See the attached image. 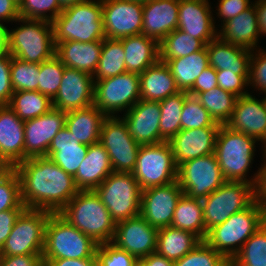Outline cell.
<instances>
[{
	"instance_id": "obj_28",
	"label": "cell",
	"mask_w": 266,
	"mask_h": 266,
	"mask_svg": "<svg viewBox=\"0 0 266 266\" xmlns=\"http://www.w3.org/2000/svg\"><path fill=\"white\" fill-rule=\"evenodd\" d=\"M209 66L215 70L249 74L252 50L221 40L218 36L206 45Z\"/></svg>"
},
{
	"instance_id": "obj_50",
	"label": "cell",
	"mask_w": 266,
	"mask_h": 266,
	"mask_svg": "<svg viewBox=\"0 0 266 266\" xmlns=\"http://www.w3.org/2000/svg\"><path fill=\"white\" fill-rule=\"evenodd\" d=\"M218 87L237 97L248 95L249 74H236V71L216 70Z\"/></svg>"
},
{
	"instance_id": "obj_37",
	"label": "cell",
	"mask_w": 266,
	"mask_h": 266,
	"mask_svg": "<svg viewBox=\"0 0 266 266\" xmlns=\"http://www.w3.org/2000/svg\"><path fill=\"white\" fill-rule=\"evenodd\" d=\"M8 106L22 121L46 114L53 107L52 100L39 91L14 92Z\"/></svg>"
},
{
	"instance_id": "obj_51",
	"label": "cell",
	"mask_w": 266,
	"mask_h": 266,
	"mask_svg": "<svg viewBox=\"0 0 266 266\" xmlns=\"http://www.w3.org/2000/svg\"><path fill=\"white\" fill-rule=\"evenodd\" d=\"M249 84L266 95V50L264 49L258 48L255 52L252 50L249 69Z\"/></svg>"
},
{
	"instance_id": "obj_59",
	"label": "cell",
	"mask_w": 266,
	"mask_h": 266,
	"mask_svg": "<svg viewBox=\"0 0 266 266\" xmlns=\"http://www.w3.org/2000/svg\"><path fill=\"white\" fill-rule=\"evenodd\" d=\"M19 6L14 0H0V22H14L19 19Z\"/></svg>"
},
{
	"instance_id": "obj_24",
	"label": "cell",
	"mask_w": 266,
	"mask_h": 266,
	"mask_svg": "<svg viewBox=\"0 0 266 266\" xmlns=\"http://www.w3.org/2000/svg\"><path fill=\"white\" fill-rule=\"evenodd\" d=\"M180 0H150L143 4L141 34L160 43L177 29Z\"/></svg>"
},
{
	"instance_id": "obj_5",
	"label": "cell",
	"mask_w": 266,
	"mask_h": 266,
	"mask_svg": "<svg viewBox=\"0 0 266 266\" xmlns=\"http://www.w3.org/2000/svg\"><path fill=\"white\" fill-rule=\"evenodd\" d=\"M52 25L55 45L66 41H103L106 38L101 0H85L63 9Z\"/></svg>"
},
{
	"instance_id": "obj_54",
	"label": "cell",
	"mask_w": 266,
	"mask_h": 266,
	"mask_svg": "<svg viewBox=\"0 0 266 266\" xmlns=\"http://www.w3.org/2000/svg\"><path fill=\"white\" fill-rule=\"evenodd\" d=\"M217 86L216 70L209 66L197 77L193 87L187 93L196 95L197 93L211 90Z\"/></svg>"
},
{
	"instance_id": "obj_26",
	"label": "cell",
	"mask_w": 266,
	"mask_h": 266,
	"mask_svg": "<svg viewBox=\"0 0 266 266\" xmlns=\"http://www.w3.org/2000/svg\"><path fill=\"white\" fill-rule=\"evenodd\" d=\"M113 168L105 148L100 142L88 146L86 157L74 176L79 191L95 190L111 173Z\"/></svg>"
},
{
	"instance_id": "obj_1",
	"label": "cell",
	"mask_w": 266,
	"mask_h": 266,
	"mask_svg": "<svg viewBox=\"0 0 266 266\" xmlns=\"http://www.w3.org/2000/svg\"><path fill=\"white\" fill-rule=\"evenodd\" d=\"M14 169L20 178L26 209L59 213L79 191L74 177L47 156L26 159Z\"/></svg>"
},
{
	"instance_id": "obj_19",
	"label": "cell",
	"mask_w": 266,
	"mask_h": 266,
	"mask_svg": "<svg viewBox=\"0 0 266 266\" xmlns=\"http://www.w3.org/2000/svg\"><path fill=\"white\" fill-rule=\"evenodd\" d=\"M66 113L52 107L24 123V160L47 156L52 139L65 126Z\"/></svg>"
},
{
	"instance_id": "obj_20",
	"label": "cell",
	"mask_w": 266,
	"mask_h": 266,
	"mask_svg": "<svg viewBox=\"0 0 266 266\" xmlns=\"http://www.w3.org/2000/svg\"><path fill=\"white\" fill-rule=\"evenodd\" d=\"M159 102L139 100L123 117L128 133L140 145L160 143Z\"/></svg>"
},
{
	"instance_id": "obj_12",
	"label": "cell",
	"mask_w": 266,
	"mask_h": 266,
	"mask_svg": "<svg viewBox=\"0 0 266 266\" xmlns=\"http://www.w3.org/2000/svg\"><path fill=\"white\" fill-rule=\"evenodd\" d=\"M139 100V74L125 72L95 81L94 105L106 116L126 113Z\"/></svg>"
},
{
	"instance_id": "obj_31",
	"label": "cell",
	"mask_w": 266,
	"mask_h": 266,
	"mask_svg": "<svg viewBox=\"0 0 266 266\" xmlns=\"http://www.w3.org/2000/svg\"><path fill=\"white\" fill-rule=\"evenodd\" d=\"M140 100L160 102L180 92L166 63L158 61L139 75Z\"/></svg>"
},
{
	"instance_id": "obj_56",
	"label": "cell",
	"mask_w": 266,
	"mask_h": 266,
	"mask_svg": "<svg viewBox=\"0 0 266 266\" xmlns=\"http://www.w3.org/2000/svg\"><path fill=\"white\" fill-rule=\"evenodd\" d=\"M24 210H6L0 212V250L11 233L16 219Z\"/></svg>"
},
{
	"instance_id": "obj_41",
	"label": "cell",
	"mask_w": 266,
	"mask_h": 266,
	"mask_svg": "<svg viewBox=\"0 0 266 266\" xmlns=\"http://www.w3.org/2000/svg\"><path fill=\"white\" fill-rule=\"evenodd\" d=\"M206 45L199 39L175 29L159 43V60L185 57L203 50Z\"/></svg>"
},
{
	"instance_id": "obj_39",
	"label": "cell",
	"mask_w": 266,
	"mask_h": 266,
	"mask_svg": "<svg viewBox=\"0 0 266 266\" xmlns=\"http://www.w3.org/2000/svg\"><path fill=\"white\" fill-rule=\"evenodd\" d=\"M195 96L210 113L214 121L220 125H225L228 122L238 98L218 86L211 90L197 93Z\"/></svg>"
},
{
	"instance_id": "obj_33",
	"label": "cell",
	"mask_w": 266,
	"mask_h": 266,
	"mask_svg": "<svg viewBox=\"0 0 266 266\" xmlns=\"http://www.w3.org/2000/svg\"><path fill=\"white\" fill-rule=\"evenodd\" d=\"M107 116L94 104L66 113L65 127L81 144L90 146L100 141L101 127Z\"/></svg>"
},
{
	"instance_id": "obj_7",
	"label": "cell",
	"mask_w": 266,
	"mask_h": 266,
	"mask_svg": "<svg viewBox=\"0 0 266 266\" xmlns=\"http://www.w3.org/2000/svg\"><path fill=\"white\" fill-rule=\"evenodd\" d=\"M98 246L59 213H52L46 224L42 259L93 258Z\"/></svg>"
},
{
	"instance_id": "obj_53",
	"label": "cell",
	"mask_w": 266,
	"mask_h": 266,
	"mask_svg": "<svg viewBox=\"0 0 266 266\" xmlns=\"http://www.w3.org/2000/svg\"><path fill=\"white\" fill-rule=\"evenodd\" d=\"M219 6L217 5L218 18L221 22L225 23L226 21L234 18L239 15L247 8H249L253 3L250 0H218Z\"/></svg>"
},
{
	"instance_id": "obj_9",
	"label": "cell",
	"mask_w": 266,
	"mask_h": 266,
	"mask_svg": "<svg viewBox=\"0 0 266 266\" xmlns=\"http://www.w3.org/2000/svg\"><path fill=\"white\" fill-rule=\"evenodd\" d=\"M255 201L252 184L241 181H225L218 189L202 199L205 237L207 231L224 223L232 214L248 208Z\"/></svg>"
},
{
	"instance_id": "obj_3",
	"label": "cell",
	"mask_w": 266,
	"mask_h": 266,
	"mask_svg": "<svg viewBox=\"0 0 266 266\" xmlns=\"http://www.w3.org/2000/svg\"><path fill=\"white\" fill-rule=\"evenodd\" d=\"M265 223L266 208L255 200L245 210L232 214L224 223L209 229L204 241L230 262Z\"/></svg>"
},
{
	"instance_id": "obj_35",
	"label": "cell",
	"mask_w": 266,
	"mask_h": 266,
	"mask_svg": "<svg viewBox=\"0 0 266 266\" xmlns=\"http://www.w3.org/2000/svg\"><path fill=\"white\" fill-rule=\"evenodd\" d=\"M201 240L193 233L172 226L159 229L156 253L176 261L190 252Z\"/></svg>"
},
{
	"instance_id": "obj_46",
	"label": "cell",
	"mask_w": 266,
	"mask_h": 266,
	"mask_svg": "<svg viewBox=\"0 0 266 266\" xmlns=\"http://www.w3.org/2000/svg\"><path fill=\"white\" fill-rule=\"evenodd\" d=\"M174 266H230V262L205 241H200L190 252L174 261Z\"/></svg>"
},
{
	"instance_id": "obj_45",
	"label": "cell",
	"mask_w": 266,
	"mask_h": 266,
	"mask_svg": "<svg viewBox=\"0 0 266 266\" xmlns=\"http://www.w3.org/2000/svg\"><path fill=\"white\" fill-rule=\"evenodd\" d=\"M195 95L187 94L181 113V130L204 127H220Z\"/></svg>"
},
{
	"instance_id": "obj_34",
	"label": "cell",
	"mask_w": 266,
	"mask_h": 266,
	"mask_svg": "<svg viewBox=\"0 0 266 266\" xmlns=\"http://www.w3.org/2000/svg\"><path fill=\"white\" fill-rule=\"evenodd\" d=\"M159 61L166 63L179 90L185 92L193 87L197 77L209 67L206 47L185 57Z\"/></svg>"
},
{
	"instance_id": "obj_22",
	"label": "cell",
	"mask_w": 266,
	"mask_h": 266,
	"mask_svg": "<svg viewBox=\"0 0 266 266\" xmlns=\"http://www.w3.org/2000/svg\"><path fill=\"white\" fill-rule=\"evenodd\" d=\"M214 19L208 0H180L177 29L205 45L217 37Z\"/></svg>"
},
{
	"instance_id": "obj_62",
	"label": "cell",
	"mask_w": 266,
	"mask_h": 266,
	"mask_svg": "<svg viewBox=\"0 0 266 266\" xmlns=\"http://www.w3.org/2000/svg\"><path fill=\"white\" fill-rule=\"evenodd\" d=\"M7 27L0 22V58L8 53Z\"/></svg>"
},
{
	"instance_id": "obj_17",
	"label": "cell",
	"mask_w": 266,
	"mask_h": 266,
	"mask_svg": "<svg viewBox=\"0 0 266 266\" xmlns=\"http://www.w3.org/2000/svg\"><path fill=\"white\" fill-rule=\"evenodd\" d=\"M158 231L138 215L116 223L111 243L139 260L156 252Z\"/></svg>"
},
{
	"instance_id": "obj_63",
	"label": "cell",
	"mask_w": 266,
	"mask_h": 266,
	"mask_svg": "<svg viewBox=\"0 0 266 266\" xmlns=\"http://www.w3.org/2000/svg\"><path fill=\"white\" fill-rule=\"evenodd\" d=\"M83 1H85V0H58L62 9L68 8L70 6H74V5L79 4Z\"/></svg>"
},
{
	"instance_id": "obj_60",
	"label": "cell",
	"mask_w": 266,
	"mask_h": 266,
	"mask_svg": "<svg viewBox=\"0 0 266 266\" xmlns=\"http://www.w3.org/2000/svg\"><path fill=\"white\" fill-rule=\"evenodd\" d=\"M142 266H174V261L167 259L156 252L139 259Z\"/></svg>"
},
{
	"instance_id": "obj_21",
	"label": "cell",
	"mask_w": 266,
	"mask_h": 266,
	"mask_svg": "<svg viewBox=\"0 0 266 266\" xmlns=\"http://www.w3.org/2000/svg\"><path fill=\"white\" fill-rule=\"evenodd\" d=\"M232 130L242 132L261 141L266 147V101L249 93L237 98L235 108L225 124Z\"/></svg>"
},
{
	"instance_id": "obj_10",
	"label": "cell",
	"mask_w": 266,
	"mask_h": 266,
	"mask_svg": "<svg viewBox=\"0 0 266 266\" xmlns=\"http://www.w3.org/2000/svg\"><path fill=\"white\" fill-rule=\"evenodd\" d=\"M177 166L168 141L140 146L132 171L141 190L177 181Z\"/></svg>"
},
{
	"instance_id": "obj_2",
	"label": "cell",
	"mask_w": 266,
	"mask_h": 266,
	"mask_svg": "<svg viewBox=\"0 0 266 266\" xmlns=\"http://www.w3.org/2000/svg\"><path fill=\"white\" fill-rule=\"evenodd\" d=\"M59 214L97 244L112 242L116 223L95 190L78 191Z\"/></svg>"
},
{
	"instance_id": "obj_8",
	"label": "cell",
	"mask_w": 266,
	"mask_h": 266,
	"mask_svg": "<svg viewBox=\"0 0 266 266\" xmlns=\"http://www.w3.org/2000/svg\"><path fill=\"white\" fill-rule=\"evenodd\" d=\"M141 191L132 173L116 171L95 189L115 223L140 215Z\"/></svg>"
},
{
	"instance_id": "obj_36",
	"label": "cell",
	"mask_w": 266,
	"mask_h": 266,
	"mask_svg": "<svg viewBox=\"0 0 266 266\" xmlns=\"http://www.w3.org/2000/svg\"><path fill=\"white\" fill-rule=\"evenodd\" d=\"M171 226L191 232L204 241L205 222L202 200L183 194L177 203Z\"/></svg>"
},
{
	"instance_id": "obj_48",
	"label": "cell",
	"mask_w": 266,
	"mask_h": 266,
	"mask_svg": "<svg viewBox=\"0 0 266 266\" xmlns=\"http://www.w3.org/2000/svg\"><path fill=\"white\" fill-rule=\"evenodd\" d=\"M62 10L58 0H23L19 5V16L52 23Z\"/></svg>"
},
{
	"instance_id": "obj_49",
	"label": "cell",
	"mask_w": 266,
	"mask_h": 266,
	"mask_svg": "<svg viewBox=\"0 0 266 266\" xmlns=\"http://www.w3.org/2000/svg\"><path fill=\"white\" fill-rule=\"evenodd\" d=\"M97 266H136L139 260L117 248L113 243H101L96 250Z\"/></svg>"
},
{
	"instance_id": "obj_61",
	"label": "cell",
	"mask_w": 266,
	"mask_h": 266,
	"mask_svg": "<svg viewBox=\"0 0 266 266\" xmlns=\"http://www.w3.org/2000/svg\"><path fill=\"white\" fill-rule=\"evenodd\" d=\"M256 16L258 22L259 34L266 35V0L255 1Z\"/></svg>"
},
{
	"instance_id": "obj_38",
	"label": "cell",
	"mask_w": 266,
	"mask_h": 266,
	"mask_svg": "<svg viewBox=\"0 0 266 266\" xmlns=\"http://www.w3.org/2000/svg\"><path fill=\"white\" fill-rule=\"evenodd\" d=\"M127 72L125 52L119 39L105 38L102 43L101 56L93 75L94 81L113 77Z\"/></svg>"
},
{
	"instance_id": "obj_67",
	"label": "cell",
	"mask_w": 266,
	"mask_h": 266,
	"mask_svg": "<svg viewBox=\"0 0 266 266\" xmlns=\"http://www.w3.org/2000/svg\"><path fill=\"white\" fill-rule=\"evenodd\" d=\"M0 163H6V162L0 157Z\"/></svg>"
},
{
	"instance_id": "obj_6",
	"label": "cell",
	"mask_w": 266,
	"mask_h": 266,
	"mask_svg": "<svg viewBox=\"0 0 266 266\" xmlns=\"http://www.w3.org/2000/svg\"><path fill=\"white\" fill-rule=\"evenodd\" d=\"M15 29H7L8 53L12 57L40 64L55 55L53 25L48 21L19 18Z\"/></svg>"
},
{
	"instance_id": "obj_29",
	"label": "cell",
	"mask_w": 266,
	"mask_h": 266,
	"mask_svg": "<svg viewBox=\"0 0 266 266\" xmlns=\"http://www.w3.org/2000/svg\"><path fill=\"white\" fill-rule=\"evenodd\" d=\"M102 43L103 41L60 42L56 44L55 55L64 66L84 71L93 76L101 56Z\"/></svg>"
},
{
	"instance_id": "obj_44",
	"label": "cell",
	"mask_w": 266,
	"mask_h": 266,
	"mask_svg": "<svg viewBox=\"0 0 266 266\" xmlns=\"http://www.w3.org/2000/svg\"><path fill=\"white\" fill-rule=\"evenodd\" d=\"M25 209L19 175L14 168H9L0 176V212Z\"/></svg>"
},
{
	"instance_id": "obj_52",
	"label": "cell",
	"mask_w": 266,
	"mask_h": 266,
	"mask_svg": "<svg viewBox=\"0 0 266 266\" xmlns=\"http://www.w3.org/2000/svg\"><path fill=\"white\" fill-rule=\"evenodd\" d=\"M11 60L9 53L0 58V106L8 105L14 93L11 85Z\"/></svg>"
},
{
	"instance_id": "obj_4",
	"label": "cell",
	"mask_w": 266,
	"mask_h": 266,
	"mask_svg": "<svg viewBox=\"0 0 266 266\" xmlns=\"http://www.w3.org/2000/svg\"><path fill=\"white\" fill-rule=\"evenodd\" d=\"M256 142L255 138L226 125L219 127L214 153L226 181L246 182L255 187L259 171L251 179H247V174L253 164Z\"/></svg>"
},
{
	"instance_id": "obj_30",
	"label": "cell",
	"mask_w": 266,
	"mask_h": 266,
	"mask_svg": "<svg viewBox=\"0 0 266 266\" xmlns=\"http://www.w3.org/2000/svg\"><path fill=\"white\" fill-rule=\"evenodd\" d=\"M87 151L88 145L81 144L64 126L52 139L47 157L74 177Z\"/></svg>"
},
{
	"instance_id": "obj_23",
	"label": "cell",
	"mask_w": 266,
	"mask_h": 266,
	"mask_svg": "<svg viewBox=\"0 0 266 266\" xmlns=\"http://www.w3.org/2000/svg\"><path fill=\"white\" fill-rule=\"evenodd\" d=\"M219 127H204L180 130L168 142L176 166L181 163L215 152V141Z\"/></svg>"
},
{
	"instance_id": "obj_66",
	"label": "cell",
	"mask_w": 266,
	"mask_h": 266,
	"mask_svg": "<svg viewBox=\"0 0 266 266\" xmlns=\"http://www.w3.org/2000/svg\"><path fill=\"white\" fill-rule=\"evenodd\" d=\"M14 1H15V3L19 6L20 3H21L23 0H14Z\"/></svg>"
},
{
	"instance_id": "obj_32",
	"label": "cell",
	"mask_w": 266,
	"mask_h": 266,
	"mask_svg": "<svg viewBox=\"0 0 266 266\" xmlns=\"http://www.w3.org/2000/svg\"><path fill=\"white\" fill-rule=\"evenodd\" d=\"M125 52L126 71L141 74L159 61V43L145 35L119 39Z\"/></svg>"
},
{
	"instance_id": "obj_64",
	"label": "cell",
	"mask_w": 266,
	"mask_h": 266,
	"mask_svg": "<svg viewBox=\"0 0 266 266\" xmlns=\"http://www.w3.org/2000/svg\"><path fill=\"white\" fill-rule=\"evenodd\" d=\"M9 168H11V167L7 163H0V176L5 170H7Z\"/></svg>"
},
{
	"instance_id": "obj_18",
	"label": "cell",
	"mask_w": 266,
	"mask_h": 266,
	"mask_svg": "<svg viewBox=\"0 0 266 266\" xmlns=\"http://www.w3.org/2000/svg\"><path fill=\"white\" fill-rule=\"evenodd\" d=\"M95 81L90 74L66 67L52 106L68 113L94 104Z\"/></svg>"
},
{
	"instance_id": "obj_15",
	"label": "cell",
	"mask_w": 266,
	"mask_h": 266,
	"mask_svg": "<svg viewBox=\"0 0 266 266\" xmlns=\"http://www.w3.org/2000/svg\"><path fill=\"white\" fill-rule=\"evenodd\" d=\"M103 28L108 39L140 35L143 4L126 0H101Z\"/></svg>"
},
{
	"instance_id": "obj_27",
	"label": "cell",
	"mask_w": 266,
	"mask_h": 266,
	"mask_svg": "<svg viewBox=\"0 0 266 266\" xmlns=\"http://www.w3.org/2000/svg\"><path fill=\"white\" fill-rule=\"evenodd\" d=\"M221 25L217 31L221 40L250 50L257 49L260 34L254 2L245 11Z\"/></svg>"
},
{
	"instance_id": "obj_43",
	"label": "cell",
	"mask_w": 266,
	"mask_h": 266,
	"mask_svg": "<svg viewBox=\"0 0 266 266\" xmlns=\"http://www.w3.org/2000/svg\"><path fill=\"white\" fill-rule=\"evenodd\" d=\"M39 72L40 64L12 57L10 74L13 91H38Z\"/></svg>"
},
{
	"instance_id": "obj_16",
	"label": "cell",
	"mask_w": 266,
	"mask_h": 266,
	"mask_svg": "<svg viewBox=\"0 0 266 266\" xmlns=\"http://www.w3.org/2000/svg\"><path fill=\"white\" fill-rule=\"evenodd\" d=\"M184 194L178 181L141 191L140 215L158 229L171 226L174 211Z\"/></svg>"
},
{
	"instance_id": "obj_57",
	"label": "cell",
	"mask_w": 266,
	"mask_h": 266,
	"mask_svg": "<svg viewBox=\"0 0 266 266\" xmlns=\"http://www.w3.org/2000/svg\"><path fill=\"white\" fill-rule=\"evenodd\" d=\"M264 163L258 169V178L255 184V200L259 201L266 208V149L263 150Z\"/></svg>"
},
{
	"instance_id": "obj_55",
	"label": "cell",
	"mask_w": 266,
	"mask_h": 266,
	"mask_svg": "<svg viewBox=\"0 0 266 266\" xmlns=\"http://www.w3.org/2000/svg\"><path fill=\"white\" fill-rule=\"evenodd\" d=\"M42 254L0 256V266H43Z\"/></svg>"
},
{
	"instance_id": "obj_58",
	"label": "cell",
	"mask_w": 266,
	"mask_h": 266,
	"mask_svg": "<svg viewBox=\"0 0 266 266\" xmlns=\"http://www.w3.org/2000/svg\"><path fill=\"white\" fill-rule=\"evenodd\" d=\"M46 266H97L96 255L93 258L84 259H43Z\"/></svg>"
},
{
	"instance_id": "obj_25",
	"label": "cell",
	"mask_w": 266,
	"mask_h": 266,
	"mask_svg": "<svg viewBox=\"0 0 266 266\" xmlns=\"http://www.w3.org/2000/svg\"><path fill=\"white\" fill-rule=\"evenodd\" d=\"M24 123L8 105L0 106V157L11 168L24 161Z\"/></svg>"
},
{
	"instance_id": "obj_13",
	"label": "cell",
	"mask_w": 266,
	"mask_h": 266,
	"mask_svg": "<svg viewBox=\"0 0 266 266\" xmlns=\"http://www.w3.org/2000/svg\"><path fill=\"white\" fill-rule=\"evenodd\" d=\"M177 181L185 195L202 200L226 180L213 153L181 163L177 168Z\"/></svg>"
},
{
	"instance_id": "obj_65",
	"label": "cell",
	"mask_w": 266,
	"mask_h": 266,
	"mask_svg": "<svg viewBox=\"0 0 266 266\" xmlns=\"http://www.w3.org/2000/svg\"><path fill=\"white\" fill-rule=\"evenodd\" d=\"M126 1H132V2H138L141 4H145V3L149 2L150 0H126Z\"/></svg>"
},
{
	"instance_id": "obj_42",
	"label": "cell",
	"mask_w": 266,
	"mask_h": 266,
	"mask_svg": "<svg viewBox=\"0 0 266 266\" xmlns=\"http://www.w3.org/2000/svg\"><path fill=\"white\" fill-rule=\"evenodd\" d=\"M230 266H266V223L244 243Z\"/></svg>"
},
{
	"instance_id": "obj_11",
	"label": "cell",
	"mask_w": 266,
	"mask_h": 266,
	"mask_svg": "<svg viewBox=\"0 0 266 266\" xmlns=\"http://www.w3.org/2000/svg\"><path fill=\"white\" fill-rule=\"evenodd\" d=\"M51 214L46 210L25 209L16 219L0 256L43 254L46 224Z\"/></svg>"
},
{
	"instance_id": "obj_40",
	"label": "cell",
	"mask_w": 266,
	"mask_h": 266,
	"mask_svg": "<svg viewBox=\"0 0 266 266\" xmlns=\"http://www.w3.org/2000/svg\"><path fill=\"white\" fill-rule=\"evenodd\" d=\"M187 94L185 91H180L159 102L160 143L169 141L181 130V113Z\"/></svg>"
},
{
	"instance_id": "obj_14",
	"label": "cell",
	"mask_w": 266,
	"mask_h": 266,
	"mask_svg": "<svg viewBox=\"0 0 266 266\" xmlns=\"http://www.w3.org/2000/svg\"><path fill=\"white\" fill-rule=\"evenodd\" d=\"M99 142L109 155L113 171L132 173L140 145L128 133L119 116H107L104 119Z\"/></svg>"
},
{
	"instance_id": "obj_47",
	"label": "cell",
	"mask_w": 266,
	"mask_h": 266,
	"mask_svg": "<svg viewBox=\"0 0 266 266\" xmlns=\"http://www.w3.org/2000/svg\"><path fill=\"white\" fill-rule=\"evenodd\" d=\"M64 68V64L56 55L41 62L38 91L52 100L61 85Z\"/></svg>"
}]
</instances>
